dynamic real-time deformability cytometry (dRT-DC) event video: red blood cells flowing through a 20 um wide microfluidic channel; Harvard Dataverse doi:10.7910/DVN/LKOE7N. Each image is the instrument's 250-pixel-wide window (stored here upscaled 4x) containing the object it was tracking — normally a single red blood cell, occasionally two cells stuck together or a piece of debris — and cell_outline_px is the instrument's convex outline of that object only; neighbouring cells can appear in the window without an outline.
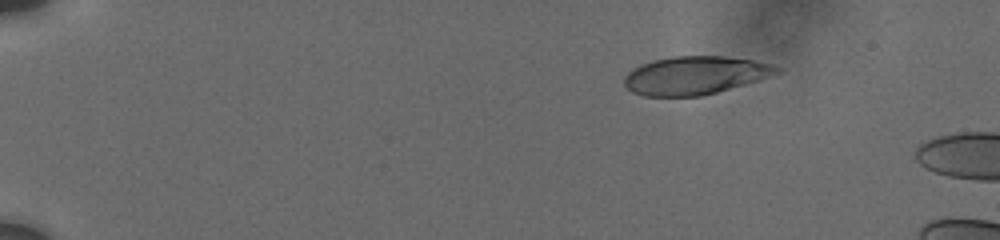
{"species": "human", "species_latin": "Homo sapiens", "temperature_condition": "cold", "stored_images_in_passage": 4, "camera_frame_rate_fps": 3000, "um_per_image_px": 0.085, "donor": {"sex": "male"}, "frame": {"image": 1, "passage_image": 1, "time_ms": 0.0, "image_size_px": [1000, 240], "cell_outline_px": [[780, 72], [756, 80], [716, 92], [700, 96], [644, 96], [632, 92], [624, 84], [624, 76], [632, 68], [640, 64], [652, 60], [672, 56], [724, 56], [752, 60], [772, 64], [780, 68]], "centroid_in_image_um": [59.01, 6.39], "position_along_channel_um": 26.0, "area_um2": 33.7}}